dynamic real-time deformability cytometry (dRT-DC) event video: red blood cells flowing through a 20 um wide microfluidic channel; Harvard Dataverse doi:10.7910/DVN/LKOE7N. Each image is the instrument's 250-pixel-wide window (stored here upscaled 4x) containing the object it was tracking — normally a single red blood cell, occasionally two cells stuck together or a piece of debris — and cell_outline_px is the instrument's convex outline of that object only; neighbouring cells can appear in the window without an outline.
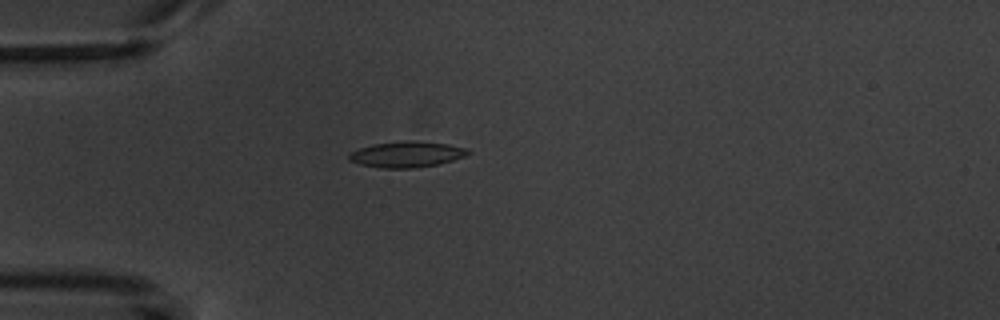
{"species": "common noctule bat (a hibernating species)", "species_latin": "Nyctalus noctula", "temperature_condition": "warm", "stored_images_in_passage": 5, "camera_frame_rate_fps": 3000, "um_per_image_px": 0.085, "animal": {"sex": "male", "body_mass_g": 20.1, "forearm_length_mm": 53.5}, "frame": {"image": 1, "passage_image": 4, "time_ms": 4.333, "image_size_px": [1000, 320], "cell_outline_px": [[472, 152], [464, 156], [452, 160], [436, 164], [412, 168], [380, 168], [360, 164], [348, 160], [348, 152], [372, 144], [400, 140], [416, 140], [448, 144], [468, 148]], "centroid_in_image_um": [34.54, 13.1], "position_along_channel_um": 50.5, "area_um2": 18.15}}